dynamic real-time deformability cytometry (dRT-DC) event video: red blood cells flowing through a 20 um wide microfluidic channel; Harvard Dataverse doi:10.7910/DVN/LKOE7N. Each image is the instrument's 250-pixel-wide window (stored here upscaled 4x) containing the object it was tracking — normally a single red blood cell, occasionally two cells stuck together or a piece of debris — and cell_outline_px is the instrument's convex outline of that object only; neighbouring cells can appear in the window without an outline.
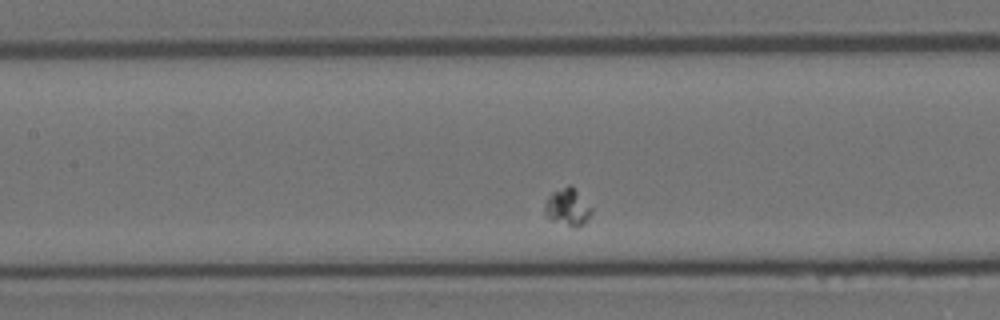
{"species": "Egyptian fruit bat (a non-hibernating species)", "species_latin": "Rousettus aegyptiacus", "temperature_condition": "room temperature", "stored_images_in_passage": 38, "camera_frame_rate_fps": 3000, "um_per_image_px": 0.085, "animal": {"sex": "female"}, "frame": {"image": 1, "passage_image": 17, "time_ms": 5.333, "image_size_px": [1000, 320], "cell_outline_px": [[592, 212], [584, 224], [576, 228], [552, 220], [544, 212], [544, 204], [548, 196], [552, 192], [568, 184], [572, 184], [592, 208]], "centroid_in_image_um": [48.25, 17.58], "position_along_channel_um": 159.1, "area_um2": 10.23}}
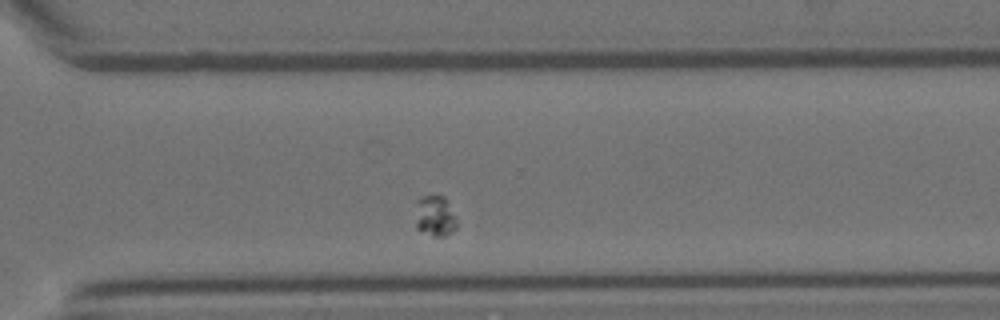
{"frame": {"image": 2, "passage_image": 33, "time_ms": 10.667, "image_size_px": [1000, 320], "cell_outline_px": [[456, 228], [444, 236], [432, 236], [416, 228], [416, 200], [420, 196], [432, 192], [436, 192], [444, 196], [456, 220]], "centroid_in_image_um": [36.93, 18.28], "position_along_channel_um": 333.7, "area_um2": 10.06}}
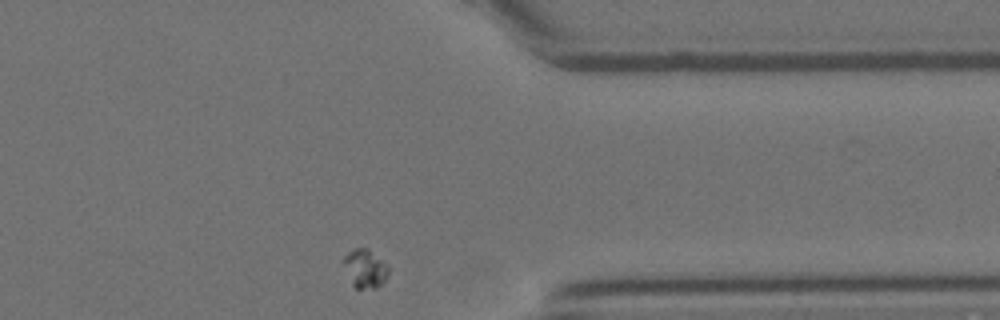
{"frame": {"image": 3, "passage_image": 38, "time_ms": 12.333, "image_size_px": [1000, 320], "cell_outline_px": [[388, 272], [384, 280], [376, 288], [356, 288], [352, 284], [340, 260], [352, 248], [368, 248], [388, 264]], "centroid_in_image_um": [30.99, 22.79], "position_along_channel_um": 380.4, "area_um2": 10.17}}